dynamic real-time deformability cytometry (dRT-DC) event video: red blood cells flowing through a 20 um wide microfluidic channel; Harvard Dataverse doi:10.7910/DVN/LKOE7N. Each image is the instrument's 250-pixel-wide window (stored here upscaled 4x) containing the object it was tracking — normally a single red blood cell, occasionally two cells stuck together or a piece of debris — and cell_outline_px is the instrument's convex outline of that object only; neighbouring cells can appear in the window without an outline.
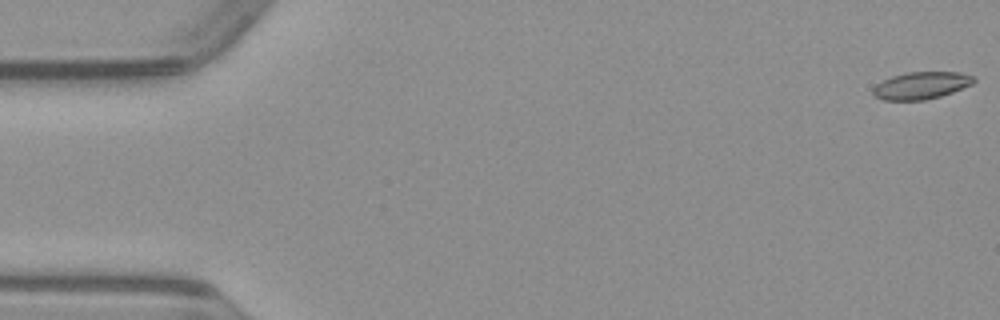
{"species": "common noctule bat (a hibernating species)", "species_latin": "Nyctalus noctula", "temperature_condition": "warm", "stored_images_in_passage": 51, "camera_frame_rate_fps": 3000, "um_per_image_px": 0.085, "animal": {"sex": "male", "body_mass_g": 23.1, "forearm_length_mm": 52.7}, "frame": {"image": 1, "passage_image": 1, "time_ms": 0.0, "image_size_px": [1000, 320], "cell_outline_px": [[976, 80], [972, 84], [952, 92], [940, 96], [924, 100], [884, 100], [872, 96], [872, 88], [876, 84], [892, 76], [904, 72], [960, 72], [976, 76]], "centroid_in_image_um": [78.29, 7.26], "position_along_channel_um": 6.7, "area_um2": 16.13}}
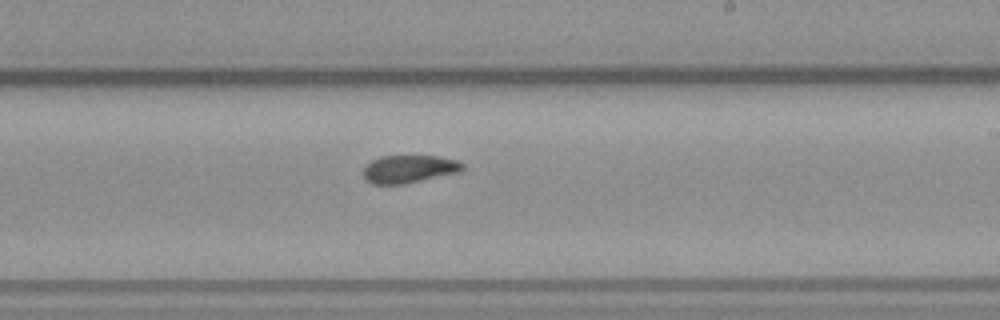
{"frame": {"image": 2, "passage_image": 30, "time_ms": 9.667, "image_size_px": [1000, 320], "cell_outline_px": [[464, 168], [460, 172], [404, 184], [372, 184], [364, 180], [364, 168], [372, 160], [380, 156], [440, 156], [456, 160], [464, 164]], "centroid_in_image_um": [34.77, 14.37], "position_along_channel_um": 254.2, "area_um2": 16.13}}
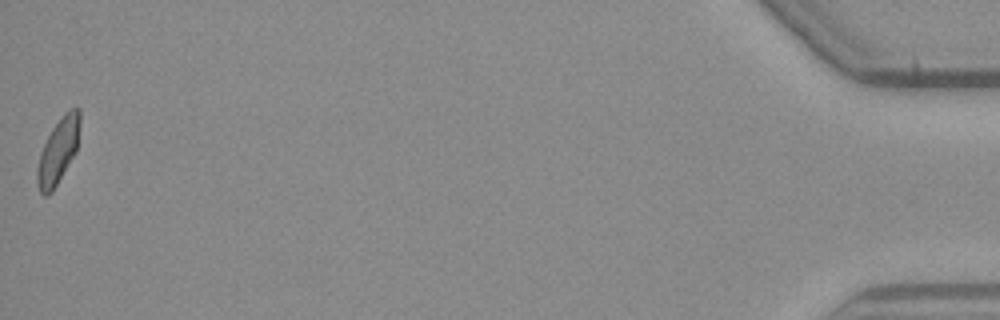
{"frame": {"image": 3, "passage_image": 51, "time_ms": 16.667, "image_size_px": [1000, 320], "cell_outline_px": [[80, 124], [76, 152], [52, 192], [48, 196], [44, 196], [40, 192], [36, 180], [36, 168], [40, 152], [52, 128], [60, 116], [64, 112], [72, 108], [80, 108]], "centroid_in_image_um": [4.93, 12.83], "position_along_channel_um": 430.3, "area_um2": 16.36}}